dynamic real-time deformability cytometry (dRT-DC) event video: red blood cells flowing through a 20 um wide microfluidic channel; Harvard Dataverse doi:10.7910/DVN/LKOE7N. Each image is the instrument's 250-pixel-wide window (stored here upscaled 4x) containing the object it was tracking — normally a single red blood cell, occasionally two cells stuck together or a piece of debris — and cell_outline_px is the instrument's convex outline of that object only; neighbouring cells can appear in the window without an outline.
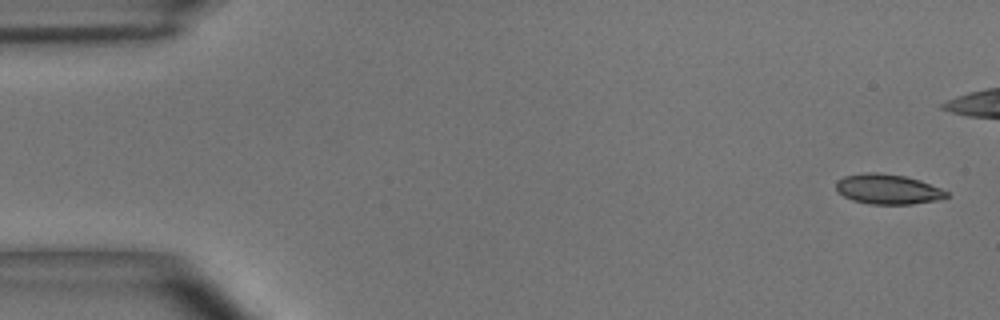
{"species": "common noctule bat (a hibernating species)", "species_latin": "Nyctalus noctula", "temperature_condition": "room temperature", "stored_images_in_passage": 5, "camera_frame_rate_fps": 3000, "um_per_image_px": 0.085, "animal": {"sex": "male", "body_mass_g": 15.6}, "frame": {"image": 1, "passage_image": 1, "time_ms": 0.0, "image_size_px": [1000, 320], "cell_outline_px": [[948, 196], [936, 200], [912, 204], [868, 204], [852, 200], [844, 196], [836, 188], [836, 180], [844, 176], [868, 172], [876, 172], [904, 176], [920, 180], [940, 188], [948, 192]], "centroid_in_image_um": [75.45, 16.08], "position_along_channel_um": 9.6, "area_um2": 19.19}}